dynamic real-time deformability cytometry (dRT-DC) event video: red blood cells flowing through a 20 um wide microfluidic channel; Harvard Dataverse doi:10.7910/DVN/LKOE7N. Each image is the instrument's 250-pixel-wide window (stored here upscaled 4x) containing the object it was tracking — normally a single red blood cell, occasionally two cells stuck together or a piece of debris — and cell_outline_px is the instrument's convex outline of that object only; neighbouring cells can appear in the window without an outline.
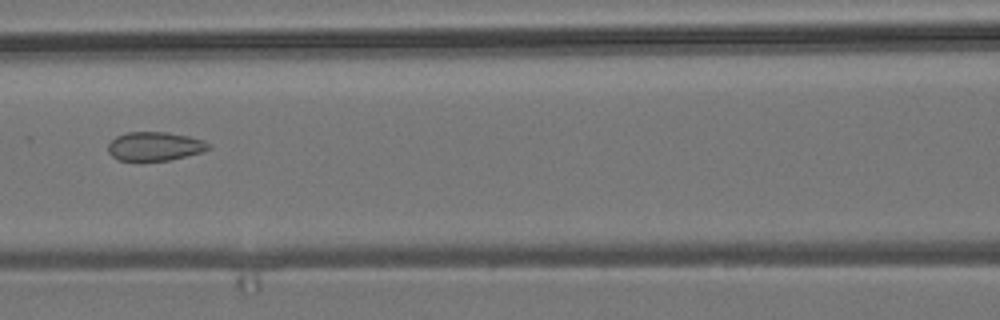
{"species": "common noctule bat (a hibernating species)", "species_latin": "Nyctalus noctula", "temperature_condition": "room temperature", "stored_images_in_passage": 9, "camera_frame_rate_fps": 3000, "um_per_image_px": 0.085, "animal": {"sex": "male", "body_mass_g": 19.2, "forearm_length_mm": 51.8}, "frame": {"image": 1, "passage_image": 7, "time_ms": 7.0, "image_size_px": [1000, 320], "cell_outline_px": [[212, 148], [200, 152], [168, 160], [120, 160], [112, 156], [108, 152], [108, 144], [116, 136], [128, 132], [168, 132], [188, 136], [204, 140], [212, 144]], "centroid_in_image_um": [13.18, 12.42], "position_along_channel_um": 153.4, "area_um2": 16.76}}
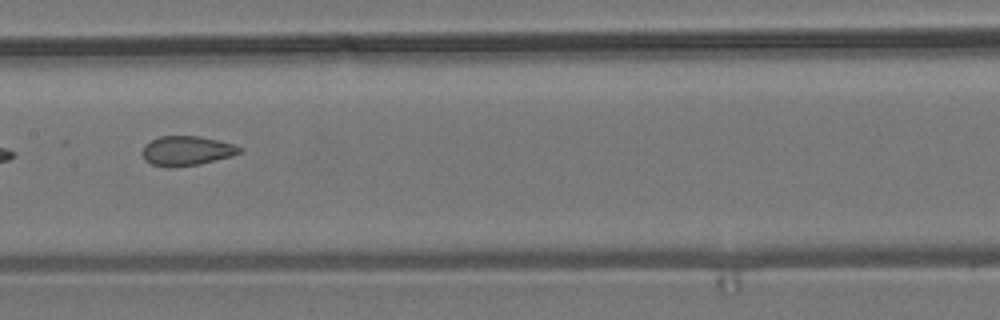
{"frame": {"image": 2, "passage_image": 8, "time_ms": 8.0, "image_size_px": [1000, 320], "cell_outline_px": [[244, 152], [232, 156], [200, 164], [172, 168], [168, 168], [152, 164], [144, 160], [140, 152], [144, 144], [160, 136], [200, 136], [236, 144], [244, 148]], "centroid_in_image_um": [15.88, 12.82], "position_along_channel_um": 191.5, "area_um2": 17.22}}
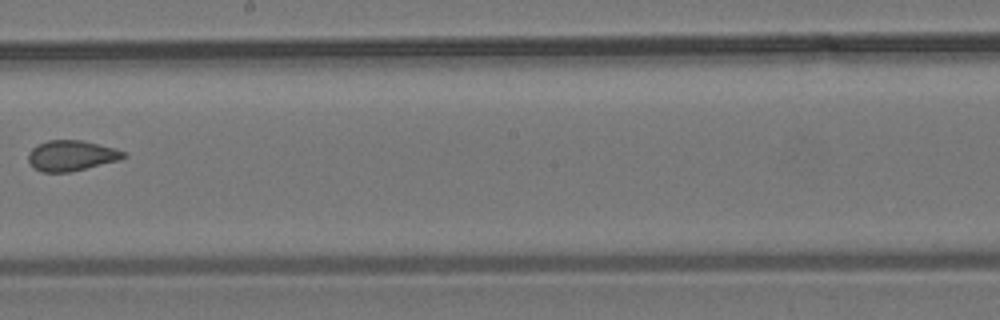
{"frame": {"image": 3, "passage_image": 9, "time_ms": 9.333, "image_size_px": [1000, 320], "cell_outline_px": [[128, 156], [120, 160], [72, 172], [40, 172], [28, 160], [28, 152], [32, 148], [48, 140], [80, 140], [116, 148], [124, 152]], "centroid_in_image_um": [6.1, 13.23], "position_along_channel_um": 242.1, "area_um2": 16.94}}